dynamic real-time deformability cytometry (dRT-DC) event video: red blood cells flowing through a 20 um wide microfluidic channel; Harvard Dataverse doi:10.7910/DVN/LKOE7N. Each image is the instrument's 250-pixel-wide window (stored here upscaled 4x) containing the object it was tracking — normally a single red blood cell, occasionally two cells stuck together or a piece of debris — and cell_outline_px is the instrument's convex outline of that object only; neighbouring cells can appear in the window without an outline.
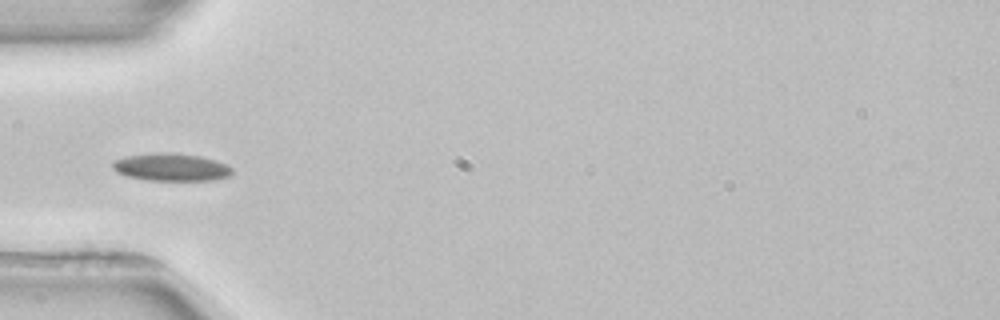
{"species": "common noctule bat (a hibernating species)", "species_latin": "Nyctalus noctula", "temperature_condition": "room temperature", "stored_images_in_passage": 5, "camera_frame_rate_fps": 3000, "um_per_image_px": 0.085, "animal": {"sex": "female", "body_mass_g": 22.7, "forearm_length_mm": 54.2}, "frame": {"image": 1, "passage_image": 5, "time_ms": 5.667, "image_size_px": [1000, 320], "cell_outline_px": [[232, 176], [216, 180], [148, 180], [128, 176], [116, 172], [112, 168], [112, 160], [128, 156], [160, 152], [168, 152], [200, 156], [216, 160], [232, 168]], "centroid_in_image_um": [14.56, 14.21], "position_along_channel_um": 70.4, "area_um2": 19.25}}